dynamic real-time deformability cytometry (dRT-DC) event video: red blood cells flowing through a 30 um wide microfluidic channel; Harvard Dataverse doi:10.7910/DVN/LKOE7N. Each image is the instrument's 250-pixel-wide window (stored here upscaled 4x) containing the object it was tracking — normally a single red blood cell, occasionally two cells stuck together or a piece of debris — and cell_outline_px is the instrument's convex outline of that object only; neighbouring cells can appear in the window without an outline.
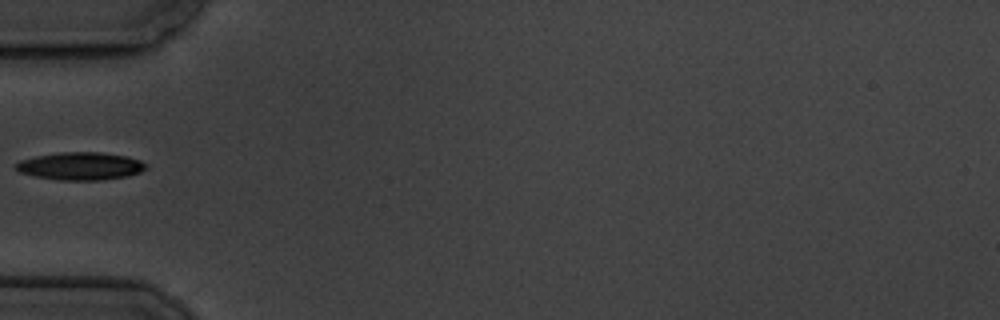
{"species": "common noctule bat (a hibernating species)", "species_latin": "Nyctalus noctula", "temperature_condition": "cold", "stored_images_in_passage": 4, "camera_frame_rate_fps": 3000, "um_per_image_px": 0.085, "animal": {"sex": "male", "body_mass_g": 19.5, "forearm_length_mm": 54.6}, "frame": {"image": 1, "passage_image": 4, "time_ms": 3.333, "image_size_px": [1000, 320], "cell_outline_px": [[148, 168], [140, 172], [128, 176], [100, 180], [60, 180], [32, 176], [20, 172], [12, 164], [20, 160], [36, 156], [60, 152], [100, 152], [128, 156], [140, 160], [148, 164]], "centroid_in_image_um": [6.85, 14.11], "position_along_channel_um": 78.1, "area_um2": 21.27}}